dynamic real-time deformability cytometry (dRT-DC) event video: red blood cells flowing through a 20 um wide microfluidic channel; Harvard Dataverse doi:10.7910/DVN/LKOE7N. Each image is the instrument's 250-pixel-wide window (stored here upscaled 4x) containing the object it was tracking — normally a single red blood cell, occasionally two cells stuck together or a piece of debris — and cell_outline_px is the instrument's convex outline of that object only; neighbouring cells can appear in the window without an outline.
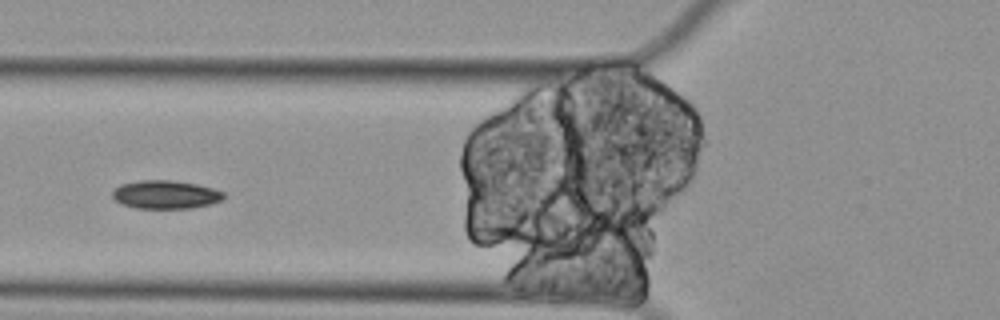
{"species": "Egyptian fruit bat (a non-hibernating species)", "species_latin": "Rousettus aegyptiacus", "temperature_condition": "cold", "stored_images_in_passage": 9, "camera_frame_rate_fps": 3000, "um_per_image_px": 0.085, "animal": {"sex": "female"}, "frame": {"image": 1, "passage_image": 6, "time_ms": 1.667, "image_size_px": [1000, 320], "cell_outline_px": [[224, 196], [220, 200], [208, 204], [192, 208], [136, 208], [120, 204], [112, 196], [112, 192], [120, 184], [140, 180], [172, 180], [196, 184], [212, 188], [224, 192]], "centroid_in_image_um": [14.03, 16.53], "position_along_channel_um": 111.8, "area_um2": 18.26}}
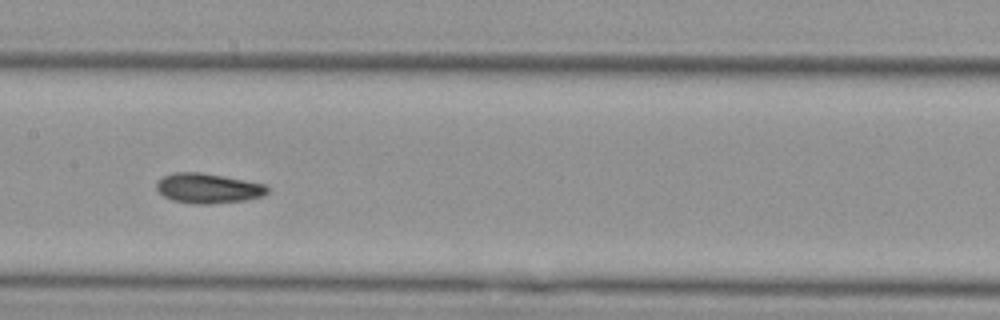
{"frame": {"image": 2, "passage_image": 8, "time_ms": 2.333, "image_size_px": [1000, 320], "cell_outline_px": [[268, 192], [264, 196], [244, 200], [212, 204], [196, 204], [172, 200], [164, 196], [156, 188], [156, 184], [164, 176], [172, 172], [200, 172], [224, 176], [264, 184], [268, 188]], "centroid_in_image_um": [17.69, 16.0], "position_along_channel_um": 189.7, "area_um2": 19.25}}
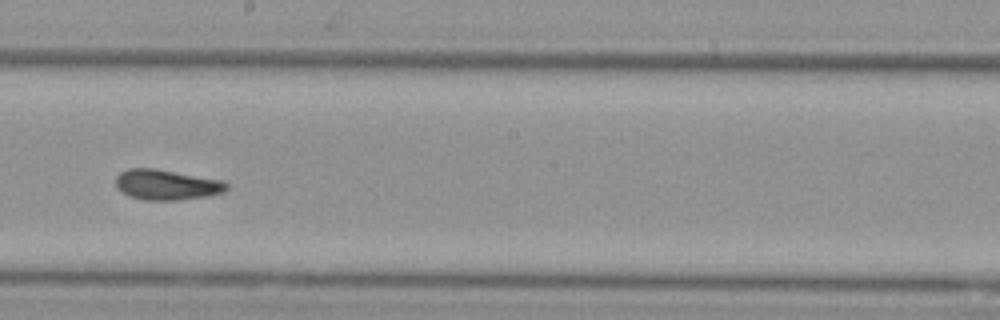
{"frame": {"image": 3, "passage_image": 9, "time_ms": 2.667, "image_size_px": [1000, 320], "cell_outline_px": [[228, 188], [224, 192], [208, 196], [176, 200], [144, 200], [128, 196], [120, 192], [116, 188], [116, 176], [120, 172], [128, 168], [156, 168], [220, 180], [228, 184]], "centroid_in_image_um": [14.11, 15.7], "position_along_channel_um": 234.1, "area_um2": 19.71}}